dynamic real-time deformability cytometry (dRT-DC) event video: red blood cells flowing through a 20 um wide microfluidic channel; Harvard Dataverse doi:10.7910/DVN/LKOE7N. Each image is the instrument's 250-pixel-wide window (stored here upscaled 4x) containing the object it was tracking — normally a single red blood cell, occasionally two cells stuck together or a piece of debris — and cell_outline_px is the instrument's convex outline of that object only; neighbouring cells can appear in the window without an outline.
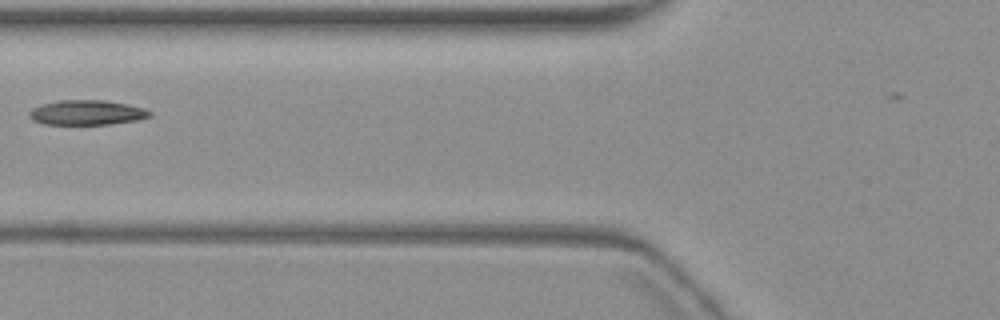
{"species": "common noctule bat (a hibernating species)", "species_latin": "Nyctalus noctula", "temperature_condition": "warm", "stored_images_in_passage": 4, "camera_frame_rate_fps": 3000, "um_per_image_px": 0.085, "animal": {"sex": "female", "body_mass_g": 19.3, "forearm_length_mm": 54.1}, "frame": {"image": 1, "passage_image": 2, "time_ms": 1.333, "image_size_px": [1000, 320], "cell_outline_px": [[152, 116], [136, 120], [112, 124], [44, 124], [32, 120], [28, 116], [28, 112], [32, 108], [40, 104], [60, 100], [104, 100], [128, 104], [144, 108], [152, 112]], "centroid_in_image_um": [7.36, 9.56], "position_along_channel_um": 118.4, "area_um2": 17.57}}
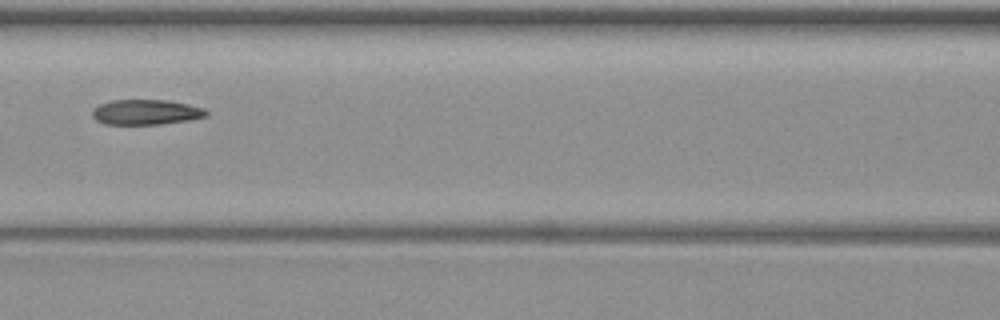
{"frame": {"image": 2, "passage_image": 3, "time_ms": 2.333, "image_size_px": [1000, 320], "cell_outline_px": [[208, 116], [192, 120], [160, 124], [104, 124], [96, 120], [92, 116], [92, 108], [100, 104], [112, 100], [168, 100], [188, 104], [204, 108], [208, 112]], "centroid_in_image_um": [12.42, 9.53], "position_along_channel_um": 154.2, "area_um2": 16.88}}
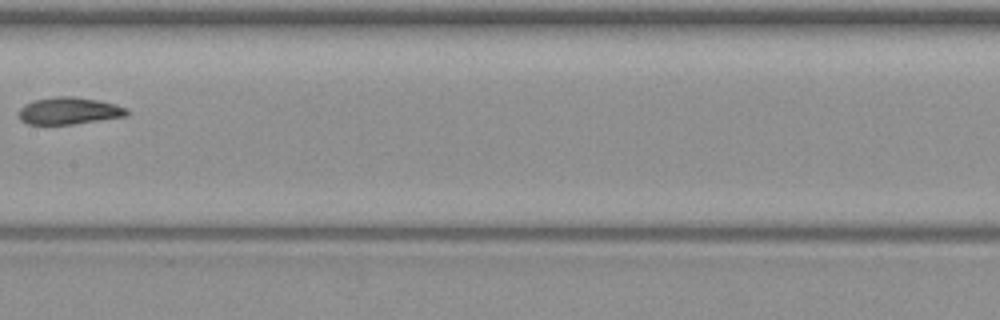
{"frame": {"image": 3, "passage_image": 4, "time_ms": 3.667, "image_size_px": [1000, 320], "cell_outline_px": [[128, 116], [72, 124], [28, 124], [20, 120], [20, 108], [24, 104], [36, 100], [56, 96], [72, 96], [96, 100], [116, 104], [128, 108]], "centroid_in_image_um": [5.89, 9.42], "position_along_channel_um": 201.5, "area_um2": 16.94}}